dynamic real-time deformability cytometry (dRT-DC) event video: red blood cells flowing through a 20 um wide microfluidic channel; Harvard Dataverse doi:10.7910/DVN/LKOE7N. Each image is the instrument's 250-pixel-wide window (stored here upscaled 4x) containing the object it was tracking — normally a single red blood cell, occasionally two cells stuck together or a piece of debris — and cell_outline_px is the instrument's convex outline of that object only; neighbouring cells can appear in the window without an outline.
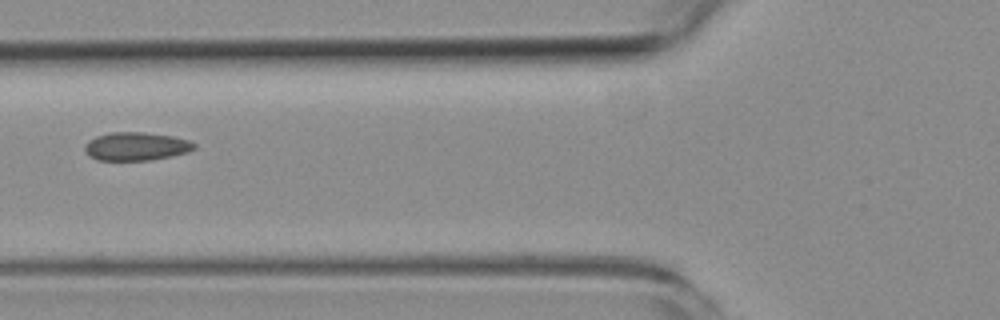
{"species": "common noctule bat (a hibernating species)", "species_latin": "Nyctalus noctula", "temperature_condition": "room temperature", "stored_images_in_passage": 3, "camera_frame_rate_fps": 3000, "um_per_image_px": 0.085, "animal": {"sex": "female", "body_mass_g": 19.3, "forearm_length_mm": 54.1}, "frame": {"image": 1, "passage_image": 3, "time_ms": 2.0, "image_size_px": [1000, 320], "cell_outline_px": [[196, 148], [188, 152], [172, 156], [148, 160], [96, 160], [88, 156], [84, 148], [88, 140], [96, 136], [112, 132], [144, 132], [172, 136], [188, 140], [196, 144]], "centroid_in_image_um": [11.56, 12.44], "position_along_channel_um": 114.2, "area_um2": 18.09}}